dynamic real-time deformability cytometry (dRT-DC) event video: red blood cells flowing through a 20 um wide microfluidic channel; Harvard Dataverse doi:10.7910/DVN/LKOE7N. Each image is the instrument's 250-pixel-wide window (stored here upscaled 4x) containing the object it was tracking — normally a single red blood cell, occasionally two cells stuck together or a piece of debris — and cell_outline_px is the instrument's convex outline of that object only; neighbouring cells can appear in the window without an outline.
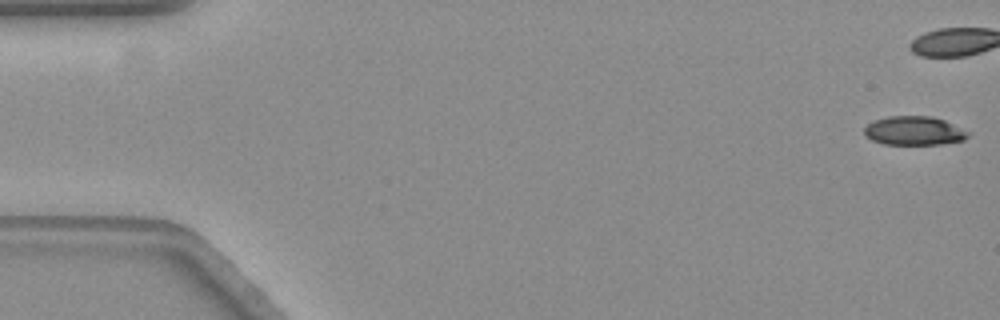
{"species": "common noctule bat (a hibernating species)", "species_latin": "Nyctalus noctula", "temperature_condition": "warm", "stored_images_in_passage": 17, "camera_frame_rate_fps": 3000, "um_per_image_px": 0.085, "animal": {"sex": "female", "body_mass_g": 19.3, "forearm_length_mm": 54.1}, "frame": {"image": 1, "passage_image": 1, "time_ms": 0.0, "image_size_px": [1000, 320], "cell_outline_px": [[972, 132], [964, 140], [940, 144], [884, 144], [872, 140], [864, 132], [864, 128], [868, 124], [876, 120], [888, 116], [932, 116], [944, 120]], "centroid_in_image_um": [77.74, 11.11], "position_along_channel_um": 7.3, "area_um2": 17.4}}